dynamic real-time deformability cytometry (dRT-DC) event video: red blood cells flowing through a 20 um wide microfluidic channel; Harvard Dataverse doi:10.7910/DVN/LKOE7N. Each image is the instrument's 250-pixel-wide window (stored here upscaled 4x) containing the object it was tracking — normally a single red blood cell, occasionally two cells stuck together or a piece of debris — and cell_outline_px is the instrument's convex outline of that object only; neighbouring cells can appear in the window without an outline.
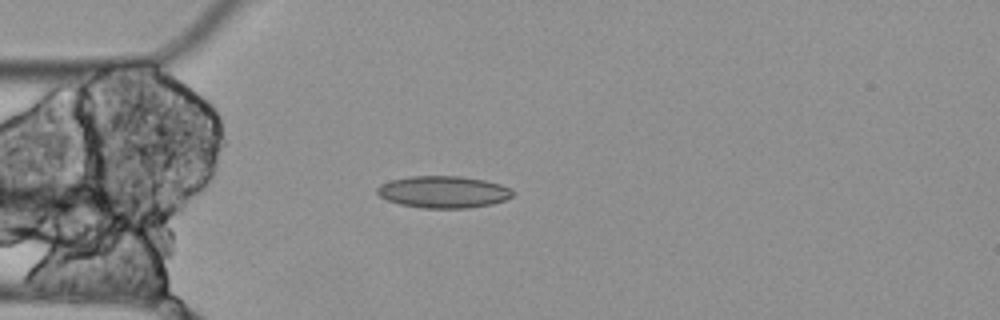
{"species": "Egyptian fruit bat (a non-hibernating species)", "species_latin": "Rousettus aegyptiacus", "temperature_condition": "cold", "stored_images_in_passage": 6, "camera_frame_rate_fps": 3000, "um_per_image_px": 0.085, "animal": {"sex": "female"}, "frame": {"image": 1, "passage_image": 5, "time_ms": 1.333, "image_size_px": [1000, 320], "cell_outline_px": [[512, 196], [504, 200], [492, 204], [468, 208], [420, 208], [400, 204], [388, 200], [380, 196], [376, 192], [376, 188], [380, 184], [392, 180], [412, 176], [460, 176], [484, 180], [500, 184], [512, 188]], "centroid_in_image_um": [37.68, 16.32], "position_along_channel_um": 47.3, "area_um2": 25.2}}